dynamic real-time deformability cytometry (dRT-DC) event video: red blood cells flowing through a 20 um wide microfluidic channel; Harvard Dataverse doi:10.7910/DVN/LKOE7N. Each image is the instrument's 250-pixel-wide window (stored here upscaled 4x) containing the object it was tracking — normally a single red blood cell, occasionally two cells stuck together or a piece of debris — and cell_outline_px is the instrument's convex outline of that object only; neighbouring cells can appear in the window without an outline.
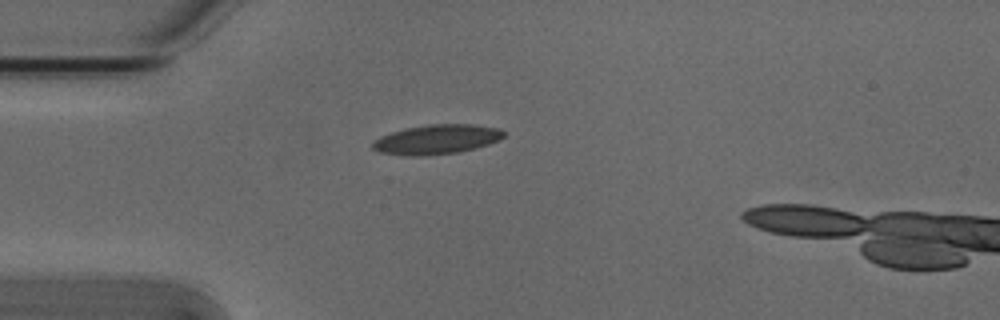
{"species": "Egyptian fruit bat (a non-hibernating species)", "species_latin": "Rousettus aegyptiacus", "temperature_condition": "cold", "stored_images_in_passage": 2, "camera_frame_rate_fps": 3000, "um_per_image_px": 0.085, "animal": {"sex": "male"}, "frame": {"image": 1, "passage_image": 1, "time_ms": 0.0, "image_size_px": [1000, 320], "cell_outline_px": [[504, 136], [500, 140], [476, 148], [460, 152], [428, 156], [404, 156], [380, 152], [372, 148], [372, 144], [380, 136], [404, 128], [428, 124], [472, 124], [496, 128], [504, 132]], "centroid_in_image_um": [37.1, 11.86], "position_along_channel_um": 47.9, "area_um2": 22.72}}